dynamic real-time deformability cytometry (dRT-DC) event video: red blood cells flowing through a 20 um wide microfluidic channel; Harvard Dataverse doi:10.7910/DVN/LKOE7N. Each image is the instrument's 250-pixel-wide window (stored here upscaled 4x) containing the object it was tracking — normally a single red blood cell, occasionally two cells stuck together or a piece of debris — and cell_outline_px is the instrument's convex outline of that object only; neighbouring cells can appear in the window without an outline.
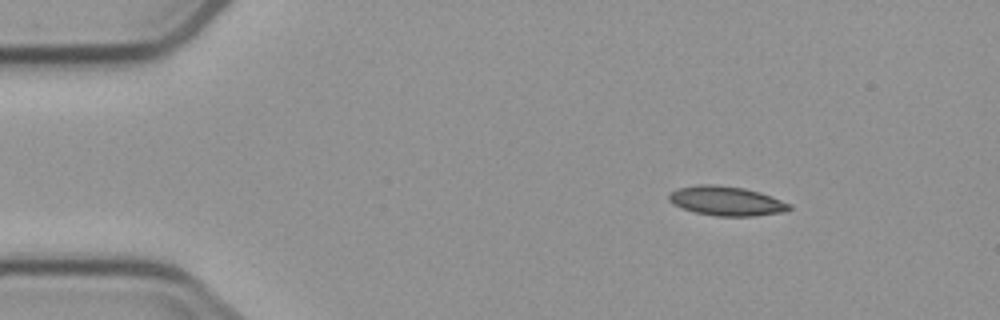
{"species": "common noctule bat (a hibernating species)", "species_latin": "Nyctalus noctula", "temperature_condition": "cold", "stored_images_in_passage": 3, "camera_frame_rate_fps": 3000, "um_per_image_px": 0.085, "animal": {"sex": "male", "body_mass_g": 23.1, "forearm_length_mm": 52.7}, "frame": {"image": 1, "passage_image": 1, "time_ms": 0.0, "image_size_px": [1000, 320], "cell_outline_px": [[792, 208], [788, 212], [752, 216], [716, 216], [696, 212], [672, 204], [668, 200], [668, 196], [676, 188], [696, 184], [716, 184], [744, 188], [760, 192], [772, 196], [792, 204]], "centroid_in_image_um": [61.78, 17.07], "position_along_channel_um": 23.2, "area_um2": 20.87}}